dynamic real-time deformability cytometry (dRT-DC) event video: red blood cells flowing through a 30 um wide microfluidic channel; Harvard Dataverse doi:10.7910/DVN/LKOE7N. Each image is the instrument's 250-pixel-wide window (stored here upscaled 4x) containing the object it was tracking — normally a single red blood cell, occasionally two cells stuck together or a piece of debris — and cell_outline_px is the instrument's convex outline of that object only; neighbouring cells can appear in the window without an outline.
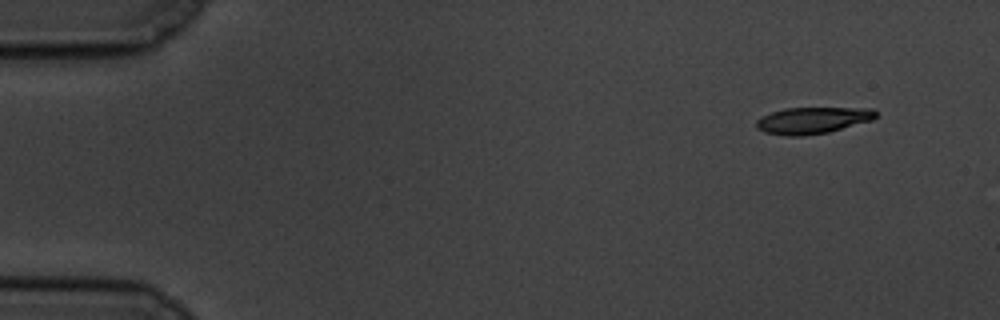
{"species": "common noctule bat (a hibernating species)", "species_latin": "Nyctalus noctula", "temperature_condition": "cold", "stored_images_in_passage": 55, "camera_frame_rate_fps": 3000, "um_per_image_px": 0.085, "animal": {"sex": "male", "body_mass_g": 19.5, "forearm_length_mm": 54.6}, "frame": {"image": 1, "passage_image": 1, "time_ms": 0.0, "image_size_px": [1000, 320], "cell_outline_px": [[876, 116], [872, 120], [828, 132], [800, 136], [784, 136], [764, 132], [756, 128], [756, 120], [772, 112], [784, 108], [872, 108], [876, 112]], "centroid_in_image_um": [69.05, 10.23], "position_along_channel_um": 16.0, "area_um2": 18.38}}
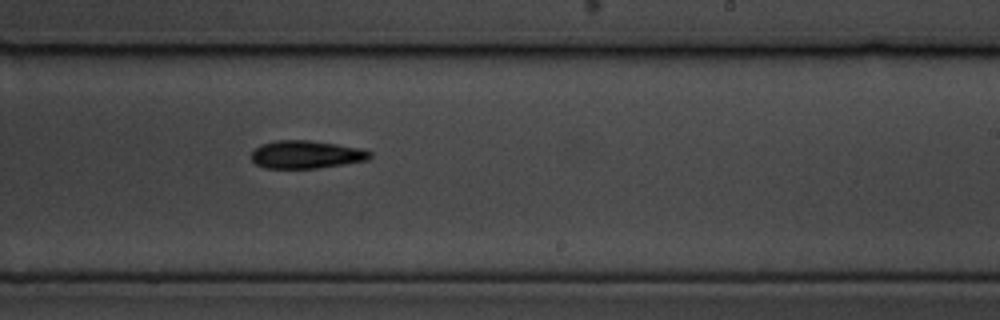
{"frame": {"image": 2, "passage_image": 32, "time_ms": 10.333, "image_size_px": [1000, 320], "cell_outline_px": [[372, 156], [368, 160], [344, 164], [316, 168], [264, 168], [256, 164], [252, 160], [252, 148], [260, 144], [276, 140], [308, 140], [336, 144], [360, 148], [372, 152]], "centroid_in_image_um": [26.0, 13.13], "position_along_channel_um": 263.0, "area_um2": 19.36}}
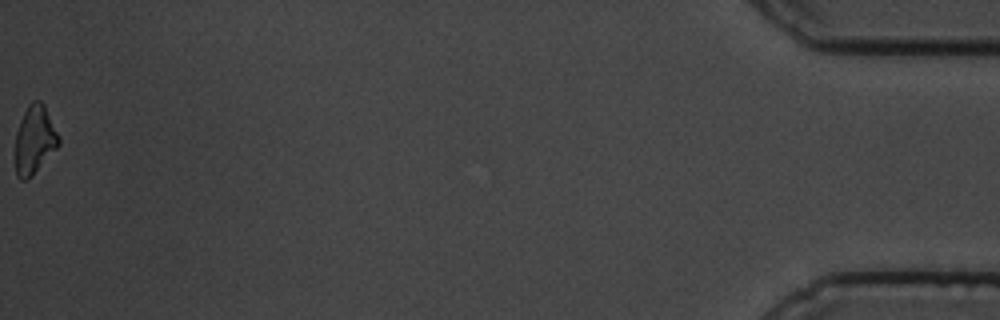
{"frame": {"image": 3, "passage_image": 55, "time_ms": 18.0, "image_size_px": [1000, 320], "cell_outline_px": [[60, 144], [32, 176], [28, 180], [20, 180], [16, 176], [16, 132], [20, 120], [28, 104], [32, 100], [40, 100], [44, 104], [60, 136]], "centroid_in_image_um": [2.95, 11.87], "position_along_channel_um": 432.3, "area_um2": 17.4}, "authors_computed_cell_mechanics": {"area_um2": 18.9006, "velocity_mm_per_s": 3.4527, "shape_relaxation_time_tau1_ms": 1.5601, "shape_relaxation_time_tau2_ms": null, "deformation_change_tau1": 0.1418, "deformation_change_tau2": null}}